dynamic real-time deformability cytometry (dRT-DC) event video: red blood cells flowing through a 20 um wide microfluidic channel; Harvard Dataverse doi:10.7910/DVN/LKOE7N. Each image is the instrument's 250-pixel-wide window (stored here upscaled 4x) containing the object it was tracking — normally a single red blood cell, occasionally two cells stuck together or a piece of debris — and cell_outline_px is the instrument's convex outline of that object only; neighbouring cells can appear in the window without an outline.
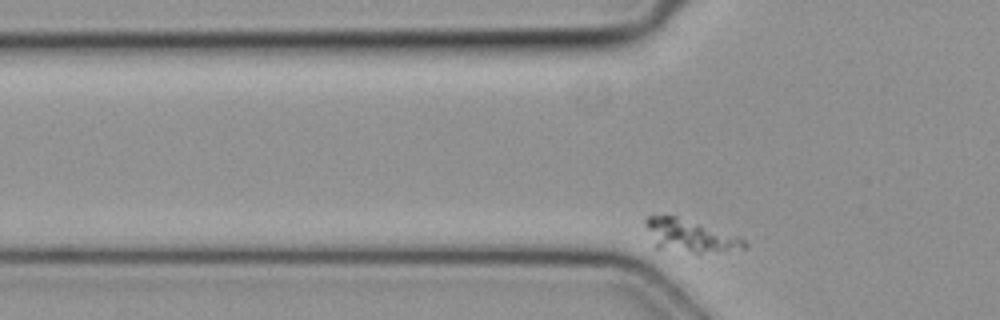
{"species": "common noctule bat (a hibernating species)", "species_latin": "Nyctalus noctula", "temperature_condition": "cold", "stored_images_in_passage": 38, "camera_frame_rate_fps": 3000, "um_per_image_px": 0.085, "animal": {"sex": "female", "body_mass_g": 19.3, "forearm_length_mm": 54.1}, "frame": {"image": 1, "passage_image": 7, "time_ms": 2.0, "image_size_px": [1000, 320], "cell_outline_px": [[748, 244], [744, 248], [700, 256], [696, 256], [656, 248], [644, 224], [644, 220], [648, 216], [676, 216], [740, 236]], "centroid_in_image_um": [58.67, 20.11], "position_along_channel_um": 67.1, "area_um2": 19.54}}
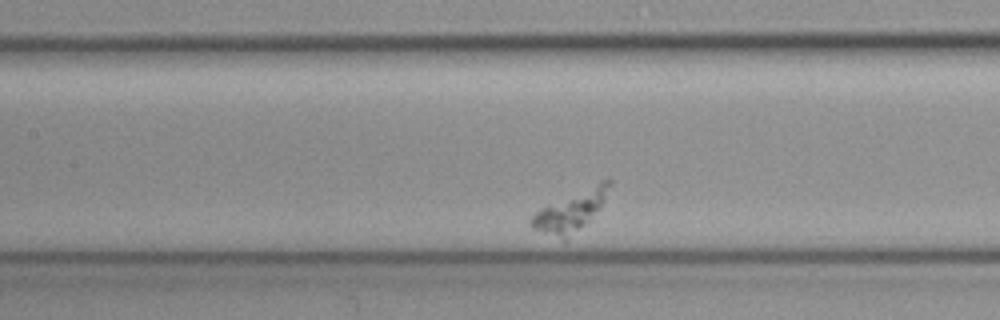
{"frame": {"image": 2, "passage_image": 16, "time_ms": 5.0, "image_size_px": [1000, 320], "cell_outline_px": [[612, 184], [600, 208], [564, 244], [532, 228], [528, 224], [528, 220], [540, 208], [548, 204], [608, 176], [612, 180]], "centroid_in_image_um": [48.49, 17.96], "position_along_channel_um": 158.9, "area_um2": 18.9}}
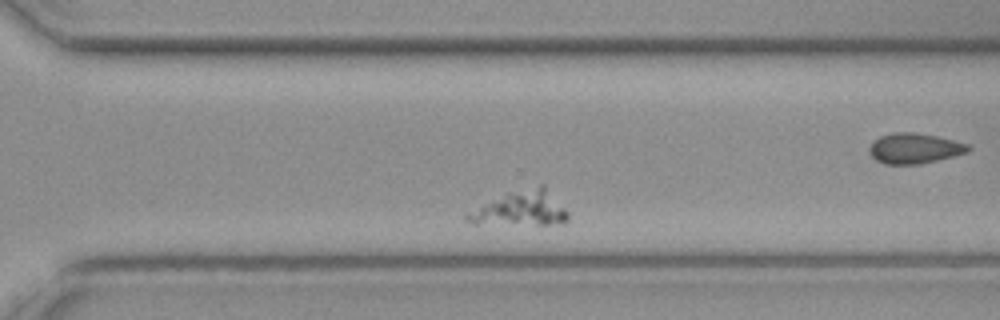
{"frame": {"image": 3, "passage_image": 31, "time_ms": 10.0, "image_size_px": [1000, 320], "cell_outline_px": [[568, 220], [548, 224], [472, 224], [464, 220], [464, 216], [468, 212], [492, 200], [540, 184], [544, 184], [568, 212]], "centroid_in_image_um": [44.26, 17.76], "position_along_channel_um": 326.3, "area_um2": 19.77}}